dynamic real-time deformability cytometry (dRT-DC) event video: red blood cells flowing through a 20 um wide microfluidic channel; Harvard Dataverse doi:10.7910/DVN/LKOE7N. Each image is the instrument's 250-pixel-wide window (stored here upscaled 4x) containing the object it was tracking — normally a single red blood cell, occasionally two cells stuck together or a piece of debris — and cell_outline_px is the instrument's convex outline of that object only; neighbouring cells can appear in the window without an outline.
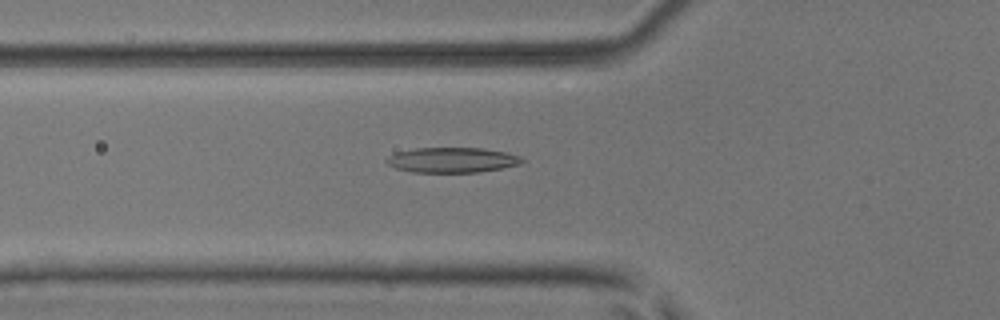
{"species": "common noctule bat (a hibernating species)", "species_latin": "Nyctalus noctula", "temperature_condition": "room temperature", "stored_images_in_passage": 38, "camera_frame_rate_fps": 3000, "um_per_image_px": 0.085, "animal": {"sex": "male", "body_mass_g": 17.9, "forearm_length_mm": 54.2}, "frame": {"image": 1, "passage_image": 5, "time_ms": 1.333, "image_size_px": [1000, 320], "cell_outline_px": [[524, 160], [520, 164], [480, 172], [412, 172], [396, 168], [388, 164], [384, 160], [388, 156], [396, 152], [416, 148], [480, 148], [508, 152], [520, 156]], "centroid_in_image_um": [38.42, 13.59], "position_along_channel_um": 87.4, "area_um2": 19.83}}
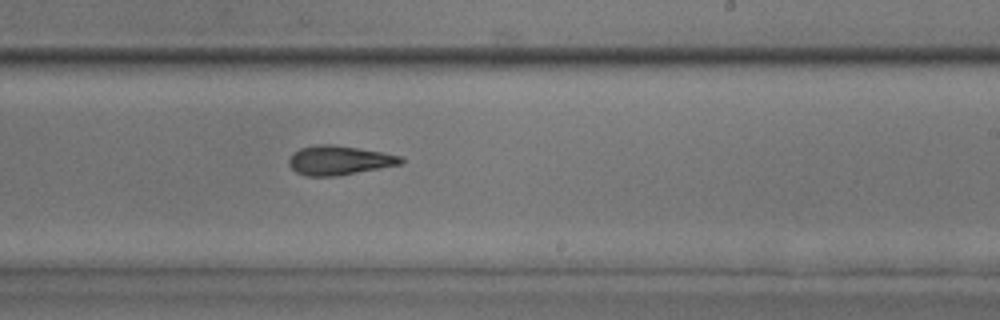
{"frame": {"image": 2, "passage_image": 18, "time_ms": 5.667, "image_size_px": [1000, 320], "cell_outline_px": [[404, 160], [400, 164], [340, 176], [304, 176], [296, 172], [288, 164], [288, 160], [292, 152], [300, 148], [316, 144], [332, 144], [384, 152], [400, 156]], "centroid_in_image_um": [28.78, 13.62], "position_along_channel_um": 260.2, "area_um2": 19.25}}
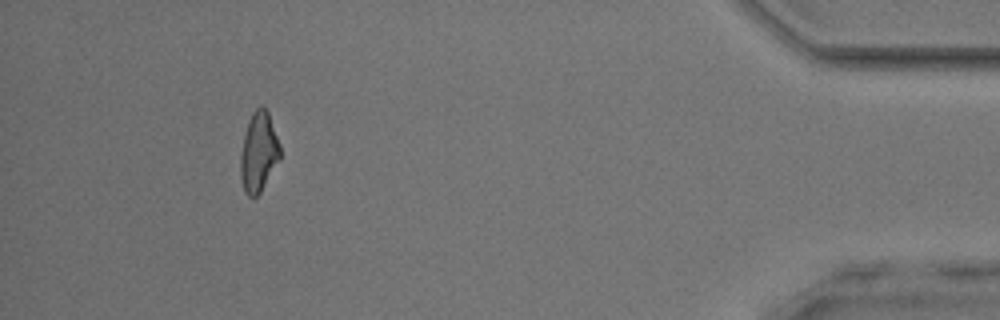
{"frame": {"image": 3, "passage_image": 34, "time_ms": 11.0, "image_size_px": [1000, 320], "cell_outline_px": [[280, 160], [260, 192], [256, 196], [248, 196], [244, 192], [240, 176], [240, 156], [244, 132], [248, 120], [252, 112], [260, 104], [268, 112], [280, 144]], "centroid_in_image_um": [21.97, 12.91], "position_along_channel_um": 413.2, "area_um2": 18.55}, "authors_computed_cell_mechanics": {"area_um2": 18.6983, "velocity_mm_per_s": 3.9889, "shape_relaxation_time_tau1_ms": null, "shape_relaxation_time_tau2_ms": 4.0291, "deformation_change_tau1": null, "deformation_change_tau2": 0.144}}